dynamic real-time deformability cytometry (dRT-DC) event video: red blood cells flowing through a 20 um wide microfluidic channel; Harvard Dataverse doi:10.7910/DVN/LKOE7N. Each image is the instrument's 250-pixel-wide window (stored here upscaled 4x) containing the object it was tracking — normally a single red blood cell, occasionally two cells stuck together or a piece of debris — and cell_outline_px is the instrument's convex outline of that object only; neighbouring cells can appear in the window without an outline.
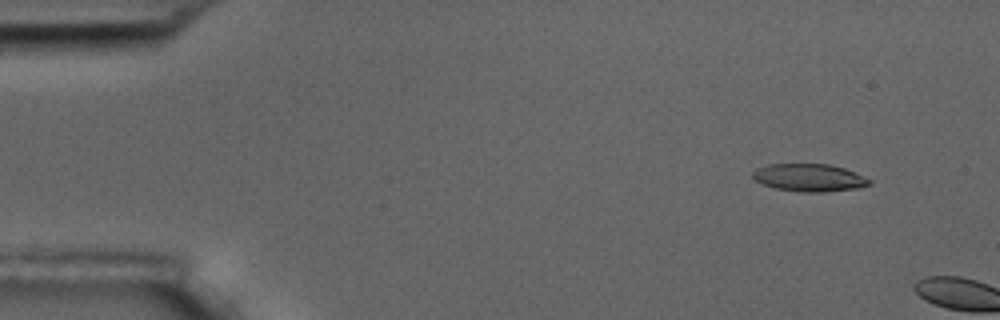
{"species": "common noctule bat (a hibernating species)", "species_latin": "Nyctalus noctula", "temperature_condition": "room temperature", "stored_images_in_passage": 3, "camera_frame_rate_fps": 3000, "um_per_image_px": 0.085, "animal": {"sex": "male", "body_mass_g": 17.5, "forearm_length_mm": 52.3}, "frame": {"image": 1, "passage_image": 2, "time_ms": 1.0, "image_size_px": [1000, 320], "cell_outline_px": [[872, 184], [860, 188], [824, 192], [800, 192], [776, 188], [764, 184], [756, 180], [752, 176], [752, 172], [756, 168], [768, 164], [828, 164], [844, 168], [872, 180]], "centroid_in_image_um": [68.81, 15.1], "position_along_channel_um": 16.2, "area_um2": 18.79}}